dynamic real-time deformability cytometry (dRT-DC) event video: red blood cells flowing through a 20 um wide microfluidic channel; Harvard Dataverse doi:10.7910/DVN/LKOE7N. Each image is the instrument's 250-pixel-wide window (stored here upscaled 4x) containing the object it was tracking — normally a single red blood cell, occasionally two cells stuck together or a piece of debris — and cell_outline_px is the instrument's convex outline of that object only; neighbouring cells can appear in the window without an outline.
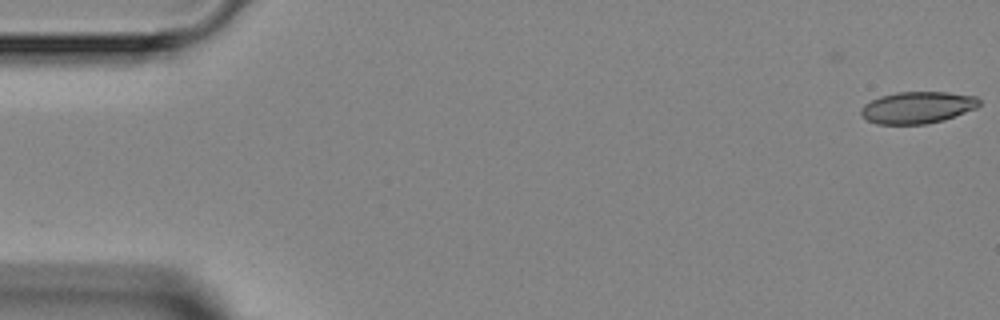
{"species": "Egyptian fruit bat (a non-hibernating species)", "species_latin": "Rousettus aegyptiacus", "temperature_condition": "room temperature", "stored_images_in_passage": 5, "camera_frame_rate_fps": 3000, "um_per_image_px": 0.085, "animal": {"sex": "female"}, "frame": {"image": 1, "passage_image": 1, "time_ms": 0.0, "image_size_px": [1000, 320], "cell_outline_px": [[980, 104], [976, 108], [944, 120], [924, 124], [876, 124], [868, 120], [860, 112], [860, 108], [864, 104], [880, 96], [896, 92], [948, 92], [976, 96], [980, 100]], "centroid_in_image_um": [77.99, 9.13], "position_along_channel_um": 7.0, "area_um2": 21.91}}
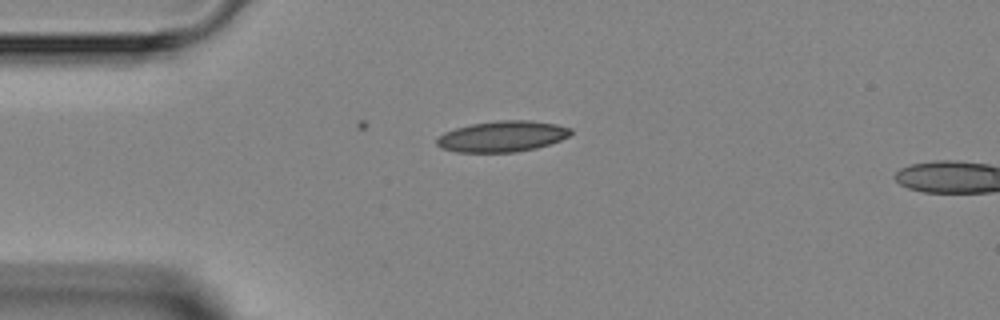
{"frame": {"image": 2, "passage_image": 4, "time_ms": 3.667, "image_size_px": [1000, 320], "cell_outline_px": [[572, 132], [568, 136], [560, 140], [536, 148], [516, 152], [456, 152], [440, 148], [436, 144], [436, 140], [444, 132], [456, 128], [472, 124], [496, 120], [532, 120], [556, 124], [572, 128]], "centroid_in_image_um": [42.69, 11.59], "position_along_channel_um": 42.3, "area_um2": 24.16}}